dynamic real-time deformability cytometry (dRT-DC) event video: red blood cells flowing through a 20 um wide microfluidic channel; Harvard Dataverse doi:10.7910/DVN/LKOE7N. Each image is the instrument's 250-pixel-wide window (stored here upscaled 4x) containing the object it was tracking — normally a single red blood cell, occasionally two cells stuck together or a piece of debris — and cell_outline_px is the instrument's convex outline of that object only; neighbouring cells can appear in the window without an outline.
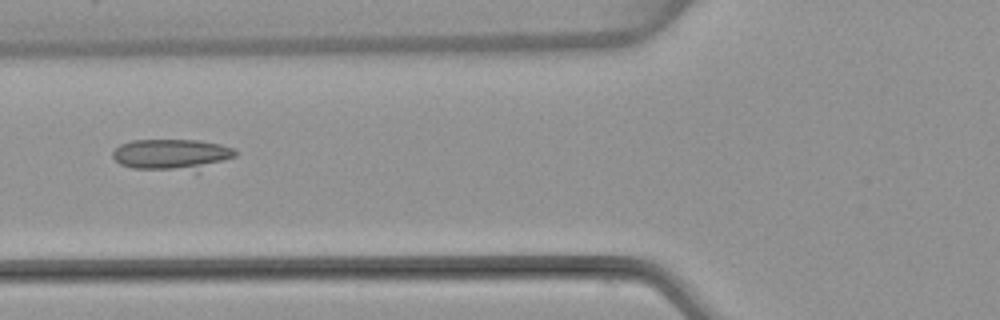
{"species": "common noctule bat (a hibernating species)", "species_latin": "Nyctalus noctula", "temperature_condition": "warm", "stored_images_in_passage": 6, "camera_frame_rate_fps": 3000, "um_per_image_px": 0.085, "animal": {"sex": "female", "body_mass_g": 22.7, "forearm_length_mm": 54.2}, "frame": {"image": 1, "passage_image": 6, "time_ms": 6.333, "image_size_px": [1000, 320], "cell_outline_px": [[236, 156], [196, 176], [132, 168], [120, 164], [112, 156], [112, 152], [120, 144], [132, 140], [200, 140], [220, 144], [236, 148]], "centroid_in_image_um": [14.72, 13.23], "position_along_channel_um": 111.1, "area_um2": 24.1}}